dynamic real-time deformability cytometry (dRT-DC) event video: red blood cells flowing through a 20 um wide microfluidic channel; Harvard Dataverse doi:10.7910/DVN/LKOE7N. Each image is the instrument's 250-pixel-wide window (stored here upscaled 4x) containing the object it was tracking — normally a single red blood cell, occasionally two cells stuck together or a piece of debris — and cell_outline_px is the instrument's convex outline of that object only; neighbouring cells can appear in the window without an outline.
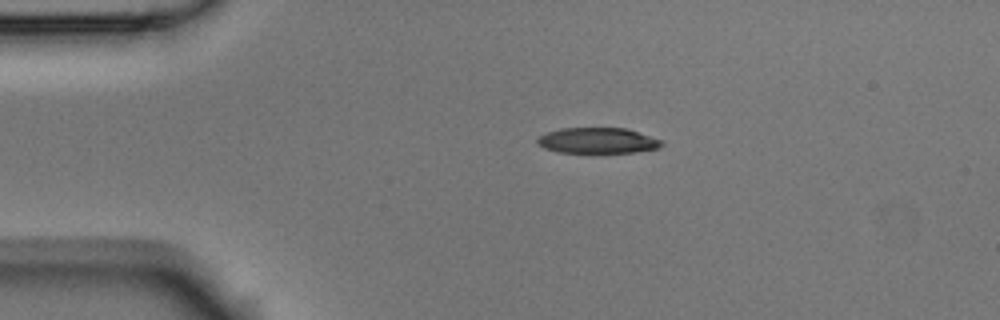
{"species": "Egyptian fruit bat (a non-hibernating species)", "species_latin": "Rousettus aegyptiacus", "temperature_condition": "room temperature", "stored_images_in_passage": 2, "camera_frame_rate_fps": 3000, "um_per_image_px": 0.085, "animal": {"sex": "male"}, "frame": {"image": 1, "passage_image": 1, "time_ms": 0.0, "image_size_px": [1000, 320], "cell_outline_px": [[664, 144], [656, 148], [632, 152], [556, 152], [544, 148], [536, 144], [536, 140], [540, 136], [548, 132], [560, 128], [628, 128], [664, 140]], "centroid_in_image_um": [50.8, 11.94], "position_along_channel_um": 34.2, "area_um2": 18.61}}